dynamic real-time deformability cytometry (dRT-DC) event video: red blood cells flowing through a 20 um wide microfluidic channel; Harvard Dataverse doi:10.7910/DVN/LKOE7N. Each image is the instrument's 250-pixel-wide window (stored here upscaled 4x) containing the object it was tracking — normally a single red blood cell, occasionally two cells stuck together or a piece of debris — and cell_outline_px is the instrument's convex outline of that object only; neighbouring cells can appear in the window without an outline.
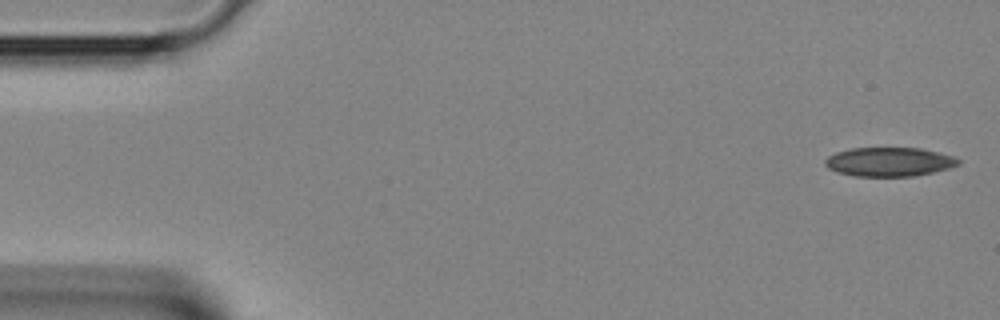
{"species": "Egyptian fruit bat (a non-hibernating species)", "species_latin": "Rousettus aegyptiacus", "temperature_condition": "room temperature", "stored_images_in_passage": 40, "camera_frame_rate_fps": 3000, "um_per_image_px": 0.085, "animal": {"sex": "female"}, "frame": {"image": 1, "passage_image": 1, "time_ms": 0.0, "image_size_px": [1000, 320], "cell_outline_px": [[960, 164], [948, 168], [932, 172], [912, 176], [852, 176], [836, 172], [828, 168], [824, 164], [824, 160], [828, 156], [836, 152], [852, 148], [920, 148], [956, 156], [960, 160]], "centroid_in_image_um": [75.57, 13.75], "position_along_channel_um": 9.4, "area_um2": 22.6}}
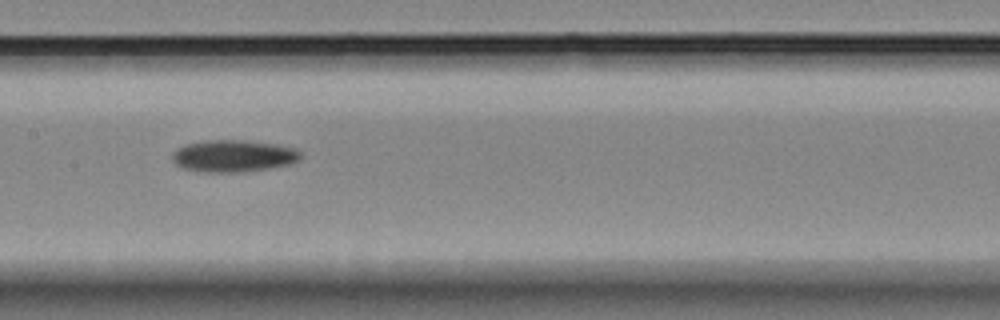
{"frame": {"image": 2, "passage_image": 19, "time_ms": 6.0, "image_size_px": [1000, 320], "cell_outline_px": [[304, 156], [292, 164], [244, 172], [204, 172], [180, 168], [172, 160], [172, 152], [176, 148], [184, 144], [204, 140], [244, 140], [280, 144], [296, 148]], "centroid_in_image_um": [19.84, 13.25], "position_along_channel_um": 187.6, "area_um2": 24.45}}
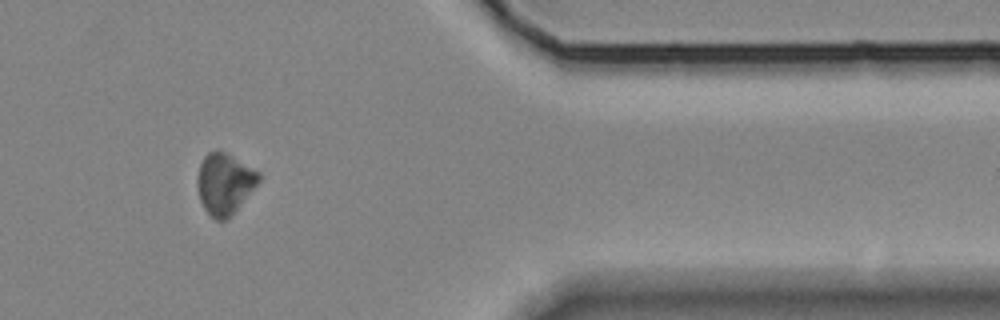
{"frame": {"image": 3, "passage_image": 33, "time_ms": 10.667, "image_size_px": [1000, 320], "cell_outline_px": [[260, 180], [236, 208], [224, 220], [216, 220], [204, 208], [200, 200], [196, 184], [196, 180], [200, 164], [204, 156], [208, 152], [224, 152], [232, 156], [260, 172]], "centroid_in_image_um": [19.05, 15.59], "position_along_channel_um": 392.3, "area_um2": 21.21}}